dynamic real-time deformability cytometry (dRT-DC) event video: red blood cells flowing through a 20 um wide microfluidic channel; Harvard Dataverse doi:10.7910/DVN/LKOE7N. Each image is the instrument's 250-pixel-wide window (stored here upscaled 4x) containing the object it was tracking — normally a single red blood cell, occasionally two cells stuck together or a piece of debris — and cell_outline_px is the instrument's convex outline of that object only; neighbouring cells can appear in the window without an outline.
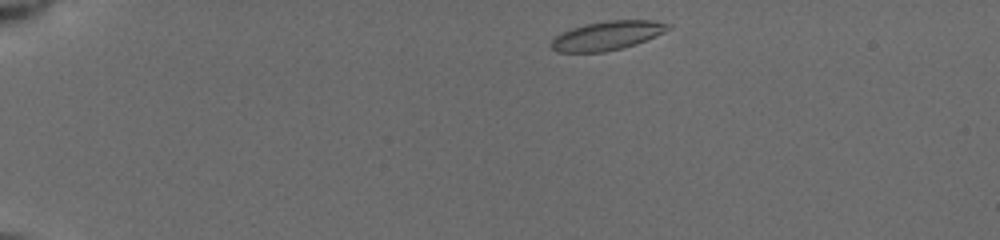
{"species": "common noctule bat (a hibernating species)", "species_latin": "Nyctalus noctula", "temperature_condition": "cold", "stored_images_in_passage": 8, "camera_frame_rate_fps": 3000, "um_per_image_px": 0.085, "animal": {"sex": "female", "body_mass_g": 19.5, "forearm_length_mm": 54.1}, "frame": {"image": 1, "passage_image": 1, "time_ms": 0.0, "image_size_px": [1000, 240], "cell_outline_px": [[672, 28], [664, 32], [636, 44], [604, 52], [556, 52], [548, 44], [556, 36], [572, 28], [584, 24], [608, 20], [652, 20], [672, 24]], "centroid_in_image_um": [51.62, 3.02], "position_along_channel_um": 33.4, "area_um2": 19.71}}
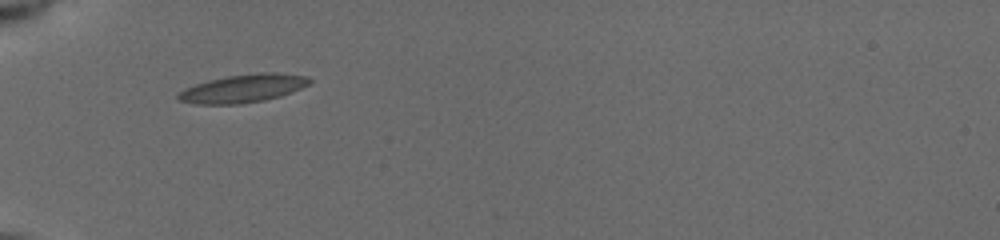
{"frame": {"image": 2, "passage_image": 7, "time_ms": 2.667, "image_size_px": [1000, 240], "cell_outline_px": [[312, 80], [308, 84], [300, 88], [280, 96], [264, 100], [240, 104], [196, 104], [180, 100], [176, 96], [180, 92], [196, 84], [208, 80], [228, 76], [260, 72], [276, 72], [308, 76]], "centroid_in_image_um": [20.69, 7.51], "position_along_channel_um": 64.3, "area_um2": 21.27}}